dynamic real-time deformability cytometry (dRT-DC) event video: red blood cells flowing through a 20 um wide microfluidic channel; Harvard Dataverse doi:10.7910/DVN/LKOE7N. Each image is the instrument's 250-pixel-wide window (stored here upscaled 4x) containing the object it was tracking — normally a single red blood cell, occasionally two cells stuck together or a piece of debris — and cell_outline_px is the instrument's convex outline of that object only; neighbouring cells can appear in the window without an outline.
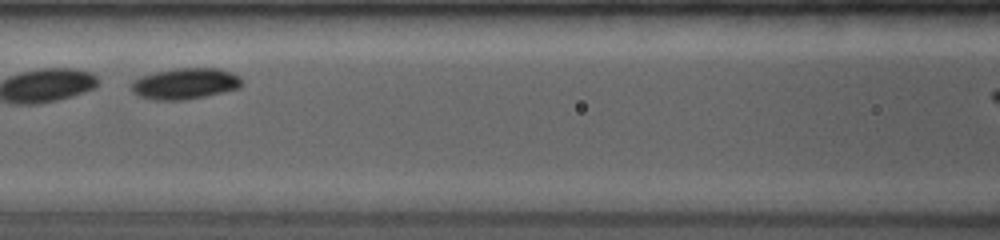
{"species": "common noctule bat (a hibernating species)", "species_latin": "Nyctalus noctula", "temperature_condition": "room temperature", "stored_images_in_passage": 19, "camera_frame_rate_fps": 4000, "um_per_image_px": 0.085, "animal": {"sex": "female", "body_mass_g": 19.0, "forearm_length_mm": 53.3}, "frame": {"image": 1, "passage_image": 9, "time_ms": 2.0, "image_size_px": [1000, 240], "cell_outline_px": [[244, 84], [240, 88], [204, 96], [184, 100], [152, 100], [140, 96], [132, 92], [132, 80], [140, 76], [156, 72], [180, 68], [216, 68], [232, 72], [240, 76]], "centroid_in_image_um": [15.75, 7.11], "position_along_channel_um": 150.8, "area_um2": 20.06}}